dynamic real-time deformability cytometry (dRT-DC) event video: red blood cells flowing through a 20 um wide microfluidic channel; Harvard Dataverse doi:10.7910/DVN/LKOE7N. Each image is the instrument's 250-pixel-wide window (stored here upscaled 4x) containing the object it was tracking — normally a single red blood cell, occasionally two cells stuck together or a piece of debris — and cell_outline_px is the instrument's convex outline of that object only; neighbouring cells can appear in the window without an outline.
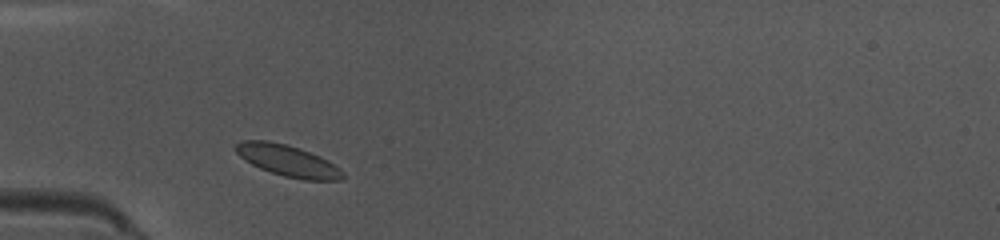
{"species": "common noctule bat (a hibernating species)", "species_latin": "Nyctalus noctula", "temperature_condition": "warm", "stored_images_in_passage": 35, "camera_frame_rate_fps": 3000, "um_per_image_px": 0.085, "animal": {"sex": "female", "body_mass_g": 10.0, "forearm_length_mm": 53.1}, "frame": {"image": 1, "passage_image": 1, "time_ms": 0.0, "image_size_px": [1000, 240], "cell_outline_px": [[344, 176], [340, 180], [304, 180], [284, 176], [260, 168], [244, 160], [232, 148], [240, 140], [268, 140], [300, 148], [320, 156], [328, 160], [340, 168], [344, 172]], "centroid_in_image_um": [24.45, 13.65], "position_along_channel_um": 60.6, "area_um2": 19.65}}
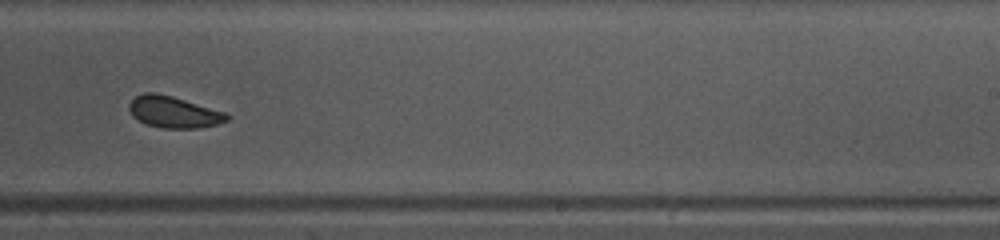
{"frame": {"image": 2, "passage_image": 17, "time_ms": 5.333, "image_size_px": [1000, 240], "cell_outline_px": [[228, 120], [216, 124], [196, 128], [160, 128], [148, 124], [132, 116], [128, 108], [128, 104], [136, 96], [144, 92], [156, 92], [172, 96], [228, 112]], "centroid_in_image_um": [14.76, 9.51], "position_along_channel_um": 274.2, "area_um2": 17.98}}
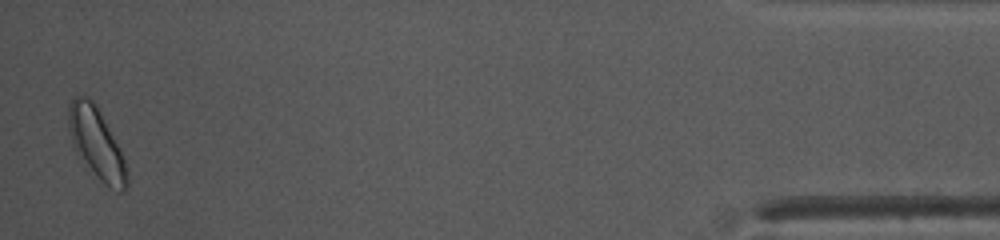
{"frame": {"image": 3, "passage_image": 34, "time_ms": 11.0, "image_size_px": [1000, 240], "cell_outline_px": [[128, 188], [124, 192], [120, 192], [104, 184], [100, 180], [76, 152], [72, 144], [68, 128], [68, 108], [72, 100], [76, 96], [84, 96], [92, 100], [96, 104], [120, 148], [128, 172]], "centroid_in_image_um": [8.22, 12.2], "position_along_channel_um": 427.0, "area_um2": 23.93}, "authors_computed_cell_mechanics": {"area_um2": 18.6694, "velocity_mm_per_s": 4.0746, "shape_relaxation_time_tau1_ms": 2.7489, "shape_relaxation_time_tau2_ms": null, "deformation_change_tau1": 0.0812, "deformation_change_tau2": null}}